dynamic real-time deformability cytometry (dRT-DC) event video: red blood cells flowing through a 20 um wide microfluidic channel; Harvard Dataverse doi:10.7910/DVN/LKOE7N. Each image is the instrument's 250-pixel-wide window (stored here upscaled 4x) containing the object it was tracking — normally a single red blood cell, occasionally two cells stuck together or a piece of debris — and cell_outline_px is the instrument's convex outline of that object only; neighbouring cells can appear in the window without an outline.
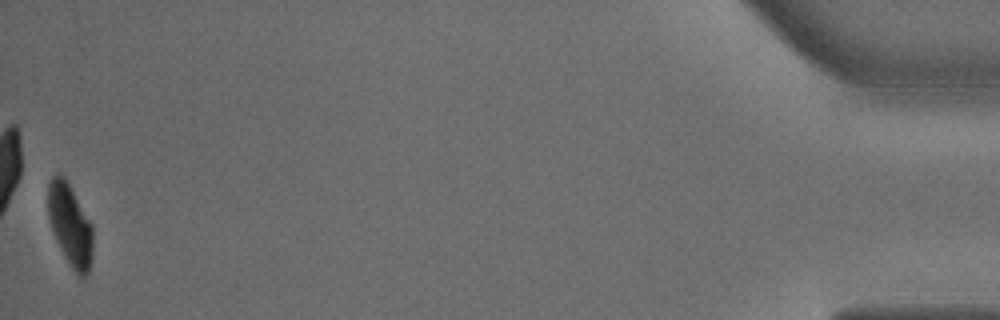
{"species": "common noctule bat (a hibernating species)", "species_latin": "Nyctalus noctula", "temperature_condition": "warm", "stored_images_in_passage": 52, "camera_frame_rate_fps": 3000, "um_per_image_px": 0.085, "animal": {"sex": "male", "body_mass_g": 18.8}, "frame": {"image": 1, "passage_image": 52, "time_ms": 17.0, "image_size_px": [1000, 320], "cell_outline_px": [[92, 256], [88, 272], [84, 276], [76, 276], [64, 256], [52, 232], [48, 220], [48, 184], [52, 176], [64, 176], [92, 224]], "centroid_in_image_um": [5.95, 19.16], "position_along_channel_um": 429.3, "area_um2": 21.33}, "authors_computed_cell_mechanics": {"area_um2": 27.0793, "velocity_mm_per_s": 3.6343, "shape_relaxation_time_tau1_ms": 3.4332, "shape_relaxation_time_tau2_ms": null, "deformation_change_tau1": 0.1602, "deformation_change_tau2": null}}